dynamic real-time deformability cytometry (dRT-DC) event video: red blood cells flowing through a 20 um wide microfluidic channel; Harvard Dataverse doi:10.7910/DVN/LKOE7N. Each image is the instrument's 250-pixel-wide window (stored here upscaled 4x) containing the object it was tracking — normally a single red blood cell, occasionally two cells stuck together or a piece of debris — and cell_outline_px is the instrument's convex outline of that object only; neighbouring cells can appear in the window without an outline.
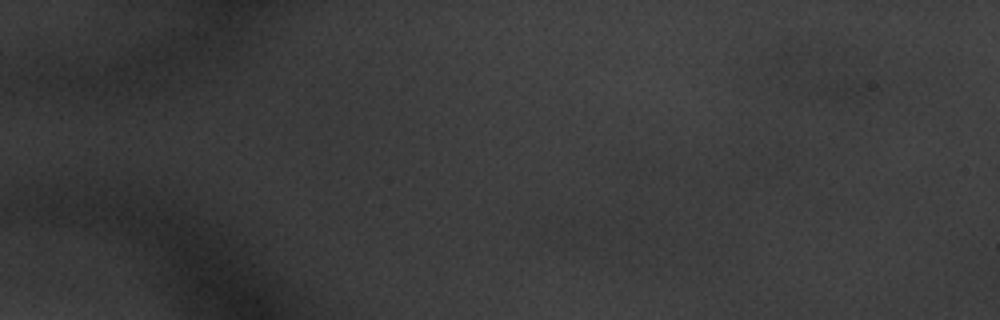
{"species": "common noctule bat (a hibernating species)", "species_latin": "Nyctalus noctula", "temperature_condition": "warm", "stored_images_in_passage": 4, "camera_frame_rate_fps": 3000, "um_per_image_px": 0.085, "animal": {"sex": "male", "body_mass_g": 20.1, "forearm_length_mm": 53.5}, "frame": {"image": 1, "passage_image": 4, "time_ms": 1.0, "image_size_px": [1000, 320], "cell_outline_px": [[884, 88], [880, 96], [856, 100], [824, 96], [808, 92], [812, 80], [844, 76], [868, 76], [880, 80]], "centroid_in_image_um": [72.05, 7.43], "position_along_channel_um": 12.9, "area_um2": 10.29}}